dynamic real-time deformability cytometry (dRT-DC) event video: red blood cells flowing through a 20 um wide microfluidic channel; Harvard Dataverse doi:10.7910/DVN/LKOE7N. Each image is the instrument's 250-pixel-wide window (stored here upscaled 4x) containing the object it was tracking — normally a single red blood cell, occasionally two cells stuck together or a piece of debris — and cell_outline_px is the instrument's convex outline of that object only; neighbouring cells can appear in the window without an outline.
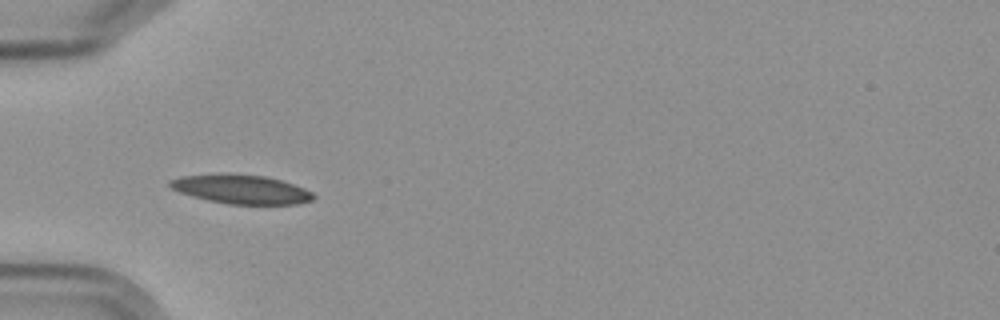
{"species": "Egyptian fruit bat (a non-hibernating species)", "species_latin": "Rousettus aegyptiacus", "temperature_condition": "cold", "stored_images_in_passage": 7, "camera_frame_rate_fps": 3000, "um_per_image_px": 0.085, "frame": {"image": 1, "passage_image": 4, "time_ms": 3.333, "image_size_px": [1000, 320], "cell_outline_px": [[316, 196], [312, 200], [296, 204], [228, 204], [208, 200], [192, 196], [180, 192], [172, 188], [168, 184], [168, 180], [180, 176], [264, 176], [280, 180], [304, 188], [312, 192]], "centroid_in_image_um": [20.54, 16.13], "position_along_channel_um": 64.5, "area_um2": 23.24}}
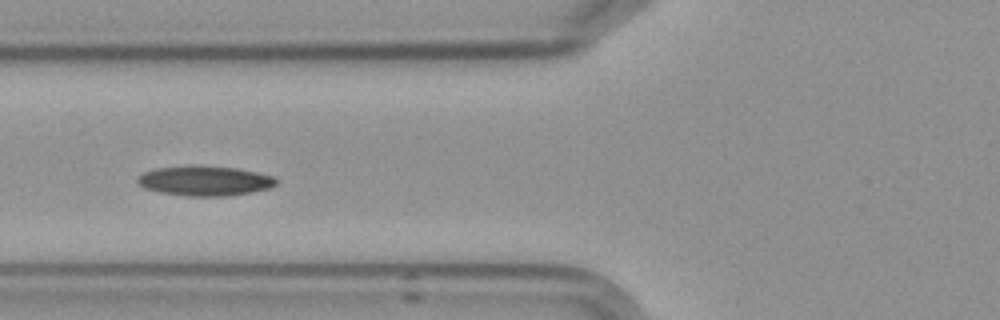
{"frame": {"image": 2, "passage_image": 5, "time_ms": 4.667, "image_size_px": [1000, 320], "cell_outline_px": [[276, 184], [272, 188], [228, 196], [188, 196], [160, 192], [144, 188], [136, 180], [136, 176], [144, 172], [156, 168], [192, 164], [196, 164], [236, 168], [276, 176]], "centroid_in_image_um": [17.4, 15.35], "position_along_channel_um": 108.4, "area_um2": 24.51}}